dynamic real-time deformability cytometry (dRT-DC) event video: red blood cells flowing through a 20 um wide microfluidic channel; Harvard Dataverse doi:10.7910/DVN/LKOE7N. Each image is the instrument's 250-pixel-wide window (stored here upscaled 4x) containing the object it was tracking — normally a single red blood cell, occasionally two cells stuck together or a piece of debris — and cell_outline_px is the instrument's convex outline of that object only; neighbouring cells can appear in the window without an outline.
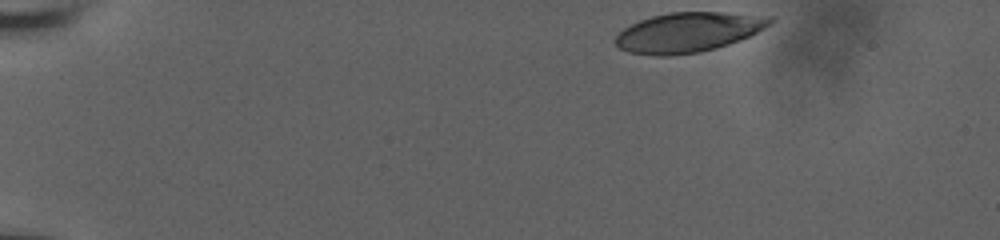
{"species": "human", "species_latin": "Homo sapiens", "temperature_condition": "room temperature", "stored_images_in_passage": 40, "camera_frame_rate_fps": 3000, "um_per_image_px": 0.085, "donor": {"sex": "male"}, "frame": {"image": 1, "passage_image": 1, "time_ms": 0.0, "image_size_px": [1000, 240], "cell_outline_px": [[776, 20], [772, 24], [740, 40], [716, 48], [700, 52], [668, 56], [656, 56], [628, 52], [620, 48], [612, 40], [624, 28], [640, 20], [652, 16], [668, 12], [728, 12], [776, 16]], "centroid_in_image_um": [58.54, 2.73], "position_along_channel_um": 26.5, "area_um2": 36.18}}
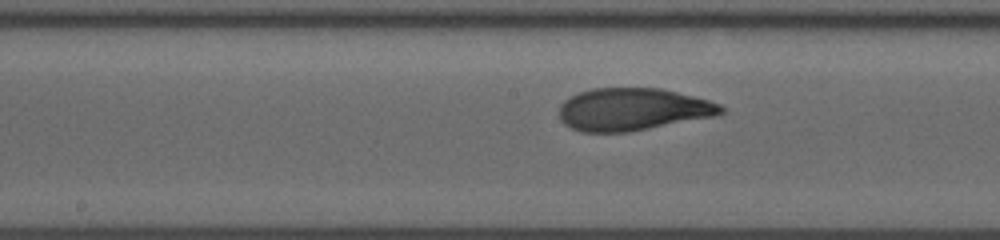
{"frame": {"image": 2, "passage_image": 23, "time_ms": 7.333, "image_size_px": [1000, 240], "cell_outline_px": [[724, 112], [720, 116], [628, 132], [584, 132], [572, 128], [564, 124], [560, 120], [560, 104], [564, 100], [580, 92], [592, 88], [660, 88], [708, 100], [720, 104], [724, 108]], "centroid_in_image_um": [53.81, 9.3], "position_along_channel_um": 194.4, "area_um2": 40.17}}
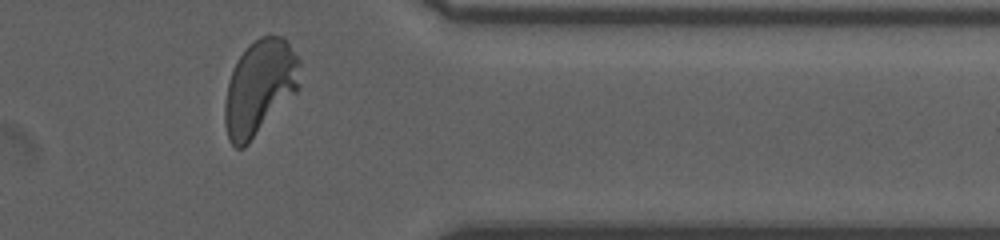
{"frame": {"image": 3, "passage_image": 39, "time_ms": 12.667, "image_size_px": [1000, 240], "cell_outline_px": [[300, 88], [248, 144], [244, 148], [236, 148], [228, 140], [224, 124], [224, 104], [228, 80], [240, 56], [260, 36], [280, 36], [288, 44], [300, 60]], "centroid_in_image_um": [22.06, 7.48], "position_along_channel_um": 389.3, "area_um2": 41.27}, "authors_computed_cell_mechanics": {"area_um2": 39.6797, "velocity_mm_per_s": 3.8247, "shape_relaxation_time_tau1_ms": 4.177, "shape_relaxation_time_tau2_ms": null, "deformation_change_tau1": 0.2014, "deformation_change_tau2": null}}